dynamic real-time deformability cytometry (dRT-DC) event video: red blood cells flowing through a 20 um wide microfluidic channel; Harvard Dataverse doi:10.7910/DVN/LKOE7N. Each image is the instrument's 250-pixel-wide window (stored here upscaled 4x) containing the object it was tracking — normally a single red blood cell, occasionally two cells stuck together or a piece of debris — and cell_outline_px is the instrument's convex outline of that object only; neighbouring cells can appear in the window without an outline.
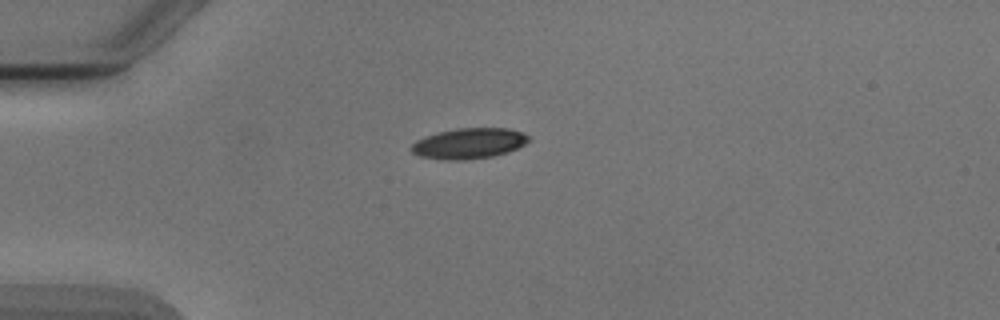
{"species": "Egyptian fruit bat (a non-hibernating species)", "species_latin": "Rousettus aegyptiacus", "temperature_condition": "cold", "stored_images_in_passage": 6, "camera_frame_rate_fps": 3000, "um_per_image_px": 0.085, "animal": {"sex": "male"}, "frame": {"image": 1, "passage_image": 1, "time_ms": 0.0, "image_size_px": [1000, 320], "cell_outline_px": [[528, 140], [524, 144], [516, 148], [492, 156], [460, 160], [448, 160], [420, 156], [412, 152], [408, 148], [416, 140], [436, 132], [456, 128], [508, 128], [520, 132], [528, 136]], "centroid_in_image_um": [39.79, 12.18], "position_along_channel_um": 45.2, "area_um2": 20.63}}
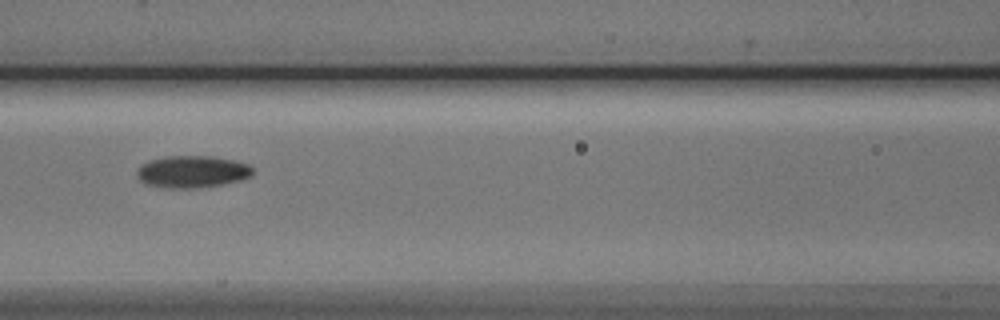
{"frame": {"image": 2, "passage_image": 4, "time_ms": 3.333, "image_size_px": [1000, 320], "cell_outline_px": [[256, 172], [252, 176], [240, 180], [224, 184], [192, 188], [164, 188], [144, 184], [140, 180], [136, 172], [148, 160], [164, 156], [212, 156], [232, 160], [248, 164], [256, 168]], "centroid_in_image_um": [16.38, 14.59], "position_along_channel_um": 150.2, "area_um2": 21.85}}
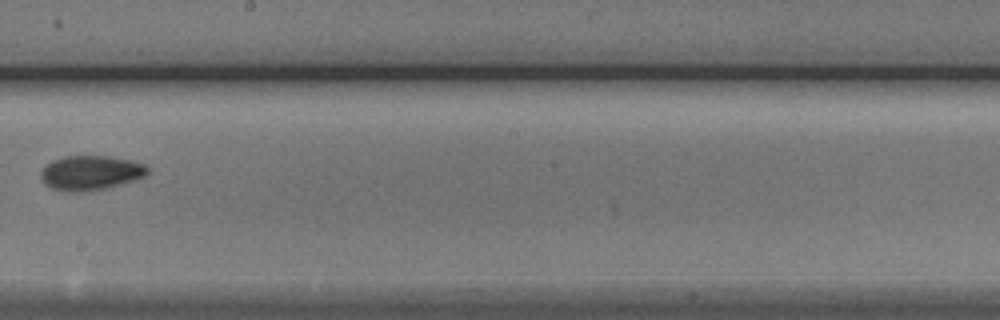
{"frame": {"image": 3, "passage_image": 6, "time_ms": 5.667, "image_size_px": [1000, 320], "cell_outline_px": [[148, 172], [144, 176], [132, 180], [104, 188], [84, 192], [64, 192], [52, 188], [44, 184], [40, 180], [40, 172], [52, 160], [64, 156], [108, 156], [128, 160], [144, 164], [148, 168]], "centroid_in_image_um": [7.63, 14.69], "position_along_channel_um": 240.6, "area_um2": 21.33}}